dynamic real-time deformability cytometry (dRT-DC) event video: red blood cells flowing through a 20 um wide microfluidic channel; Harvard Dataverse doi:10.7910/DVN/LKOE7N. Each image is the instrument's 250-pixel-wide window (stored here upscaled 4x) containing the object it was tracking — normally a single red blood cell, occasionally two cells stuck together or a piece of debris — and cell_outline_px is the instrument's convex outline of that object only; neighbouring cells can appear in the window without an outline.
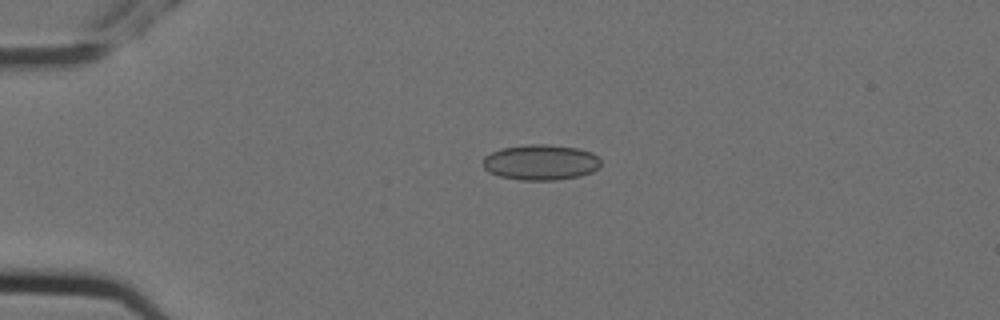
{"species": "Egyptian fruit bat (a non-hibernating species)", "species_latin": "Rousettus aegyptiacus", "temperature_condition": "cold", "stored_images_in_passage": 5, "camera_frame_rate_fps": 3000, "um_per_image_px": 0.085, "animal": {"sex": "female"}, "frame": {"image": 1, "passage_image": 4, "time_ms": 1.0, "image_size_px": [1000, 320], "cell_outline_px": [[600, 164], [592, 172], [580, 176], [556, 180], [520, 180], [500, 176], [488, 172], [484, 168], [484, 156], [492, 152], [504, 148], [528, 144], [548, 144], [580, 148], [592, 152], [600, 160]], "centroid_in_image_um": [45.97, 13.79], "position_along_channel_um": 39.0, "area_um2": 24.39}}